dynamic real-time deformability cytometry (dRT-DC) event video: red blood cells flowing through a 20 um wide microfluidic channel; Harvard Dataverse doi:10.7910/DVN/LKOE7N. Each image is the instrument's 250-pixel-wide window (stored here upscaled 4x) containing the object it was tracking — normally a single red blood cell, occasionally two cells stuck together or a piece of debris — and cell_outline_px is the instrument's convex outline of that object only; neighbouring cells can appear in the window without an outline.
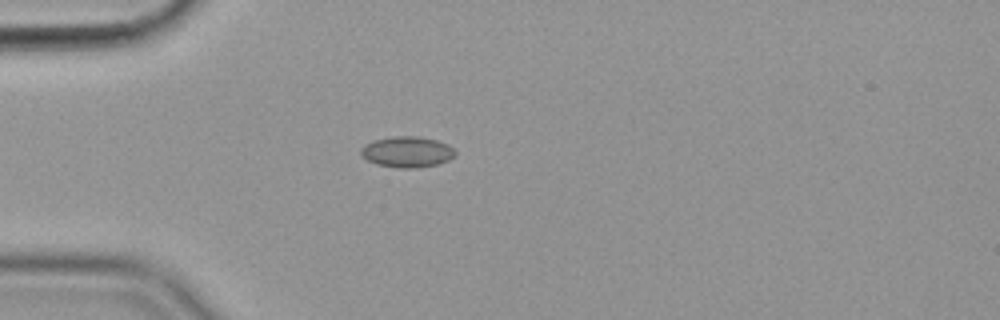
{"species": "common noctule bat (a hibernating species)", "species_latin": "Nyctalus noctula", "temperature_condition": "cold", "stored_images_in_passage": 42, "camera_frame_rate_fps": 3000, "um_per_image_px": 0.085, "animal": {"sex": "female", "body_mass_g": 19.9}, "frame": {"image": 1, "passage_image": 1, "time_ms": 0.0, "image_size_px": [1000, 320], "cell_outline_px": [[456, 156], [448, 160], [436, 164], [416, 168], [400, 168], [376, 164], [368, 160], [360, 152], [360, 148], [364, 144], [372, 140], [396, 136], [416, 136], [436, 140], [448, 144], [456, 152]], "centroid_in_image_um": [34.6, 12.9], "position_along_channel_um": 50.4, "area_um2": 16.94}}
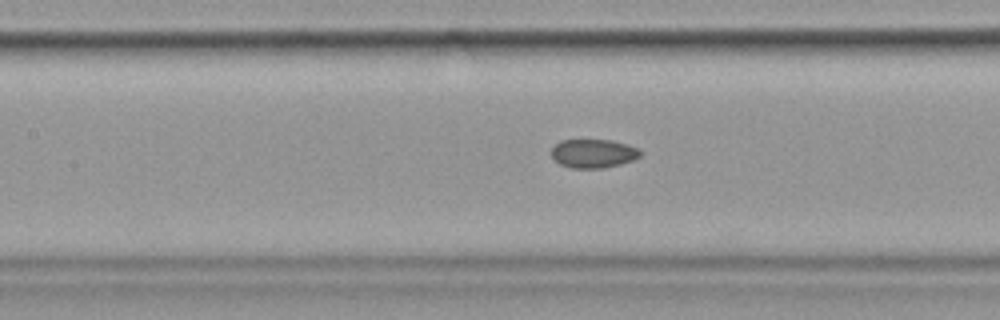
{"frame": {"image": 2, "passage_image": 11, "time_ms": 3.333, "image_size_px": [1000, 320], "cell_outline_px": [[640, 156], [632, 160], [620, 164], [604, 168], [572, 168], [560, 164], [552, 156], [552, 148], [560, 140], [612, 140], [628, 144], [636, 148], [640, 152]], "centroid_in_image_um": [50.43, 13.04], "position_along_channel_um": 157.0, "area_um2": 14.74}}
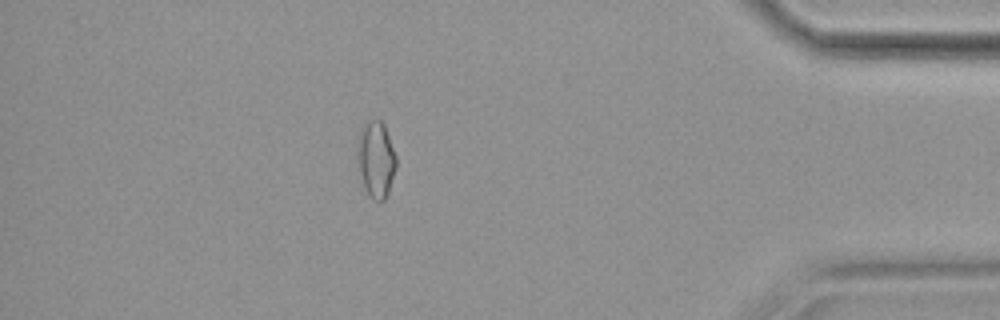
{"frame": {"image": 3, "passage_image": 35, "time_ms": 11.333, "image_size_px": [1000, 320], "cell_outline_px": [[396, 168], [388, 192], [384, 200], [372, 200], [368, 196], [364, 188], [356, 168], [356, 136], [360, 128], [368, 120], [380, 120], [384, 124], [396, 156]], "centroid_in_image_um": [31.89, 13.54], "position_along_channel_um": 403.3, "area_um2": 17.92}, "authors_computed_cell_mechanics": {"area_um2": 15.4037, "velocity_mm_per_s": 3.5785, "shape_relaxation_time_tau1_ms": null, "shape_relaxation_time_tau2_ms": 3.5967, "deformation_change_tau1": null, "deformation_change_tau2": 0.0625}}